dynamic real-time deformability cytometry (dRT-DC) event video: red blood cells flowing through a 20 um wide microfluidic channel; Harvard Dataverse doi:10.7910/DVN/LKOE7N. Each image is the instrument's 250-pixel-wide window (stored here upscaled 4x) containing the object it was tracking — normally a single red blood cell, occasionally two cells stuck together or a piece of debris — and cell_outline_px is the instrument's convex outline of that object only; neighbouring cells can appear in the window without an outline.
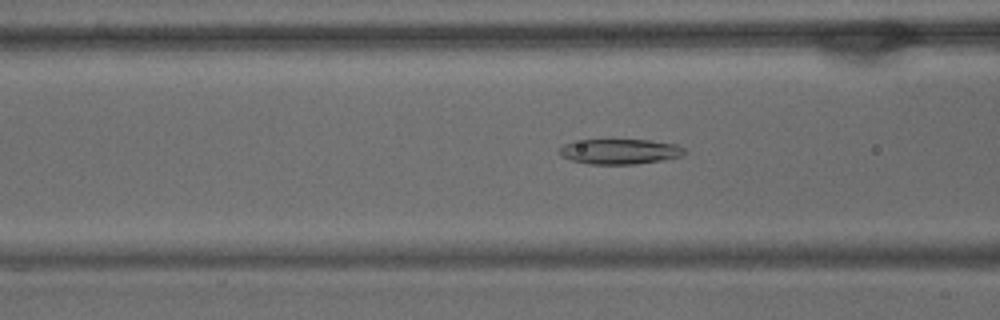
{"species": "common noctule bat (a hibernating species)", "species_latin": "Nyctalus noctula", "temperature_condition": "warm", "stored_images_in_passage": 57, "camera_frame_rate_fps": 3000, "um_per_image_px": 0.085, "animal": {"sex": "male", "body_mass_g": 15.6}, "frame": {"image": 1, "passage_image": 22, "time_ms": 7.0, "image_size_px": [1000, 320], "cell_outline_px": [[684, 152], [680, 156], [664, 160], [636, 164], [588, 164], [572, 160], [560, 156], [556, 152], [564, 144], [572, 140], [648, 140], [676, 144], [684, 148]], "centroid_in_image_um": [52.62, 12.88], "position_along_channel_um": 114.0, "area_um2": 18.44}}
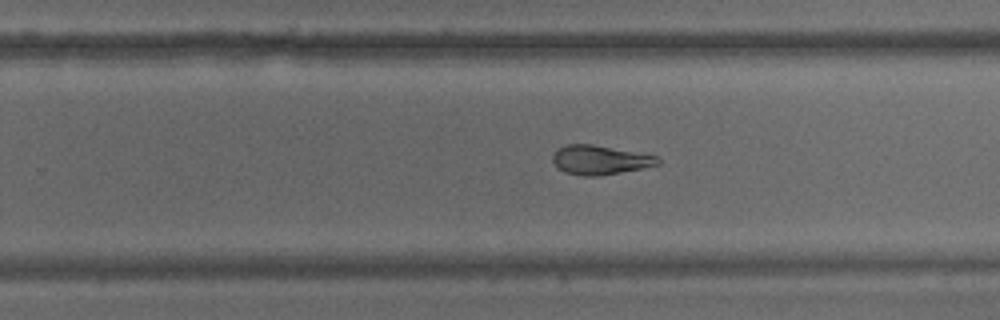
{"frame": {"image": 2, "passage_image": 36, "time_ms": 11.667, "image_size_px": [1000, 320], "cell_outline_px": [[660, 164], [600, 176], [584, 176], [564, 172], [556, 168], [552, 160], [552, 152], [556, 148], [568, 144], [592, 144], [656, 156], [660, 160]], "centroid_in_image_um": [50.9, 13.59], "position_along_channel_um": 278.9, "area_um2": 17.86}}
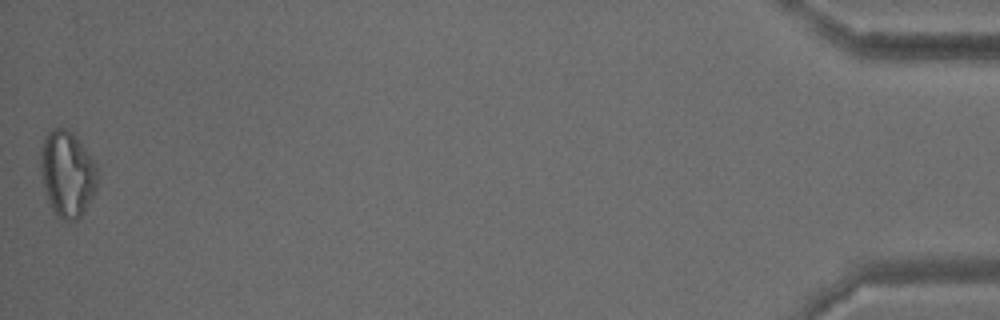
{"frame": {"image": 3, "passage_image": 57, "time_ms": 18.667, "image_size_px": [1000, 320], "cell_outline_px": [[96, 188], [92, 196], [80, 216], [76, 220], [60, 220], [56, 216], [52, 208], [44, 188], [40, 172], [40, 152], [44, 140], [48, 132], [52, 128], [68, 128], [76, 136], [92, 160], [96, 168]], "centroid_in_image_um": [5.68, 14.76], "position_along_channel_um": 429.5, "area_um2": 28.03}, "authors_computed_cell_mechanics": {"area_um2": 21.2126, "velocity_mm_per_s": 3.531, "shape_relaxation_time_tau1_ms": null, "shape_relaxation_time_tau2_ms": 4.9141, "deformation_change_tau1": null, "deformation_change_tau2": 0.136}}